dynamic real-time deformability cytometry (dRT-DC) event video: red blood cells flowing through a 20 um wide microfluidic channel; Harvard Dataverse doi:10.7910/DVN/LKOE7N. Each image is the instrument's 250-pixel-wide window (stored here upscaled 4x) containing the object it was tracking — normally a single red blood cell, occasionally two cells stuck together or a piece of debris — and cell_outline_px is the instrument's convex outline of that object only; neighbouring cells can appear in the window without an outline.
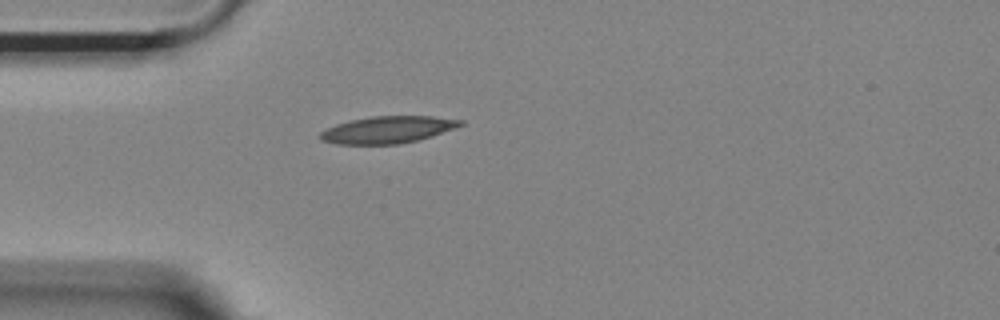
{"species": "Egyptian fruit bat (a non-hibernating species)", "species_latin": "Rousettus aegyptiacus", "temperature_condition": "room temperature", "stored_images_in_passage": 36, "camera_frame_rate_fps": 3000, "um_per_image_px": 0.085, "animal": {"sex": "female"}, "frame": {"image": 1, "passage_image": 1, "time_ms": 0.0, "image_size_px": [1000, 320], "cell_outline_px": [[464, 124], [432, 136], [420, 140], [400, 144], [336, 144], [320, 140], [316, 136], [320, 132], [336, 124], [352, 120], [372, 116], [432, 116], [464, 120]], "centroid_in_image_um": [32.93, 11.03], "position_along_channel_um": 52.1, "area_um2": 22.14}}
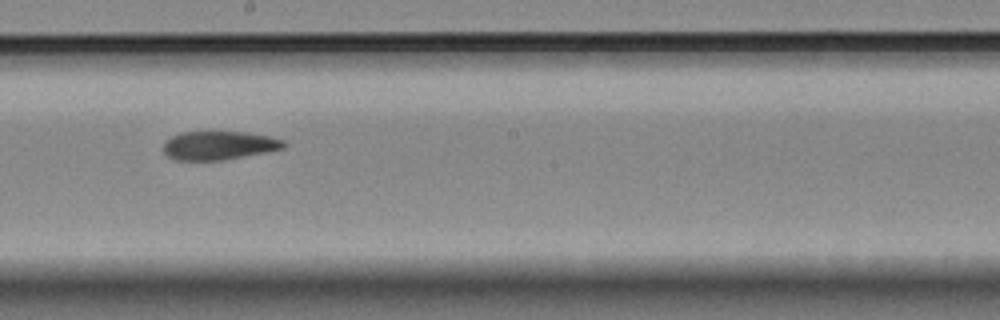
{"frame": {"image": 2, "passage_image": 16, "time_ms": 5.0, "image_size_px": [1000, 320], "cell_outline_px": [[288, 144], [284, 148], [224, 160], [176, 160], [168, 156], [164, 152], [164, 144], [172, 136], [180, 132], [244, 132], [268, 136], [284, 140]], "centroid_in_image_um": [18.62, 12.36], "position_along_channel_um": 229.6, "area_um2": 19.88}}
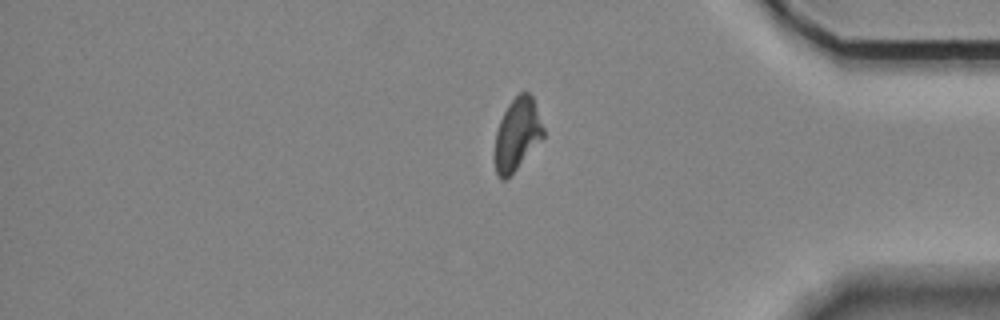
{"frame": {"image": 3, "passage_image": 31, "time_ms": 10.0, "image_size_px": [1000, 320], "cell_outline_px": [[544, 136], [516, 168], [504, 180], [500, 180], [496, 172], [492, 156], [496, 132], [500, 120], [508, 104], [520, 92], [528, 92], [532, 96], [544, 128]], "centroid_in_image_um": [43.91, 11.42], "position_along_channel_um": 391.3, "area_um2": 20.35}}